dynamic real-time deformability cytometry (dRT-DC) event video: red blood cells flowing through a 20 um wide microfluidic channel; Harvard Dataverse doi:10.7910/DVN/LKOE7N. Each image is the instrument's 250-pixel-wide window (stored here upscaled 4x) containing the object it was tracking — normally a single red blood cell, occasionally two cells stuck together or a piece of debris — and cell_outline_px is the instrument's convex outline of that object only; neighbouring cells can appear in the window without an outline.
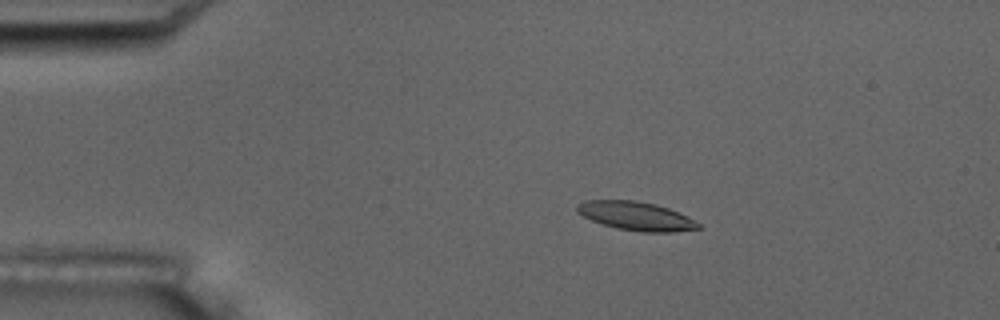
{"species": "common noctule bat (a hibernating species)", "species_latin": "Nyctalus noctula", "temperature_condition": "room temperature", "stored_images_in_passage": 10, "camera_frame_rate_fps": 3000, "um_per_image_px": 0.085, "animal": {"sex": "male", "body_mass_g": 17.5, "forearm_length_mm": 52.3}, "frame": {"image": 1, "passage_image": 4, "time_ms": 3.333, "image_size_px": [1000, 320], "cell_outline_px": [[700, 228], [672, 232], [640, 232], [616, 228], [592, 220], [576, 212], [576, 204], [584, 200], [636, 200], [656, 204], [668, 208], [688, 216], [700, 224]], "centroid_in_image_um": [54.05, 18.35], "position_along_channel_um": 31.0, "area_um2": 20.29}}
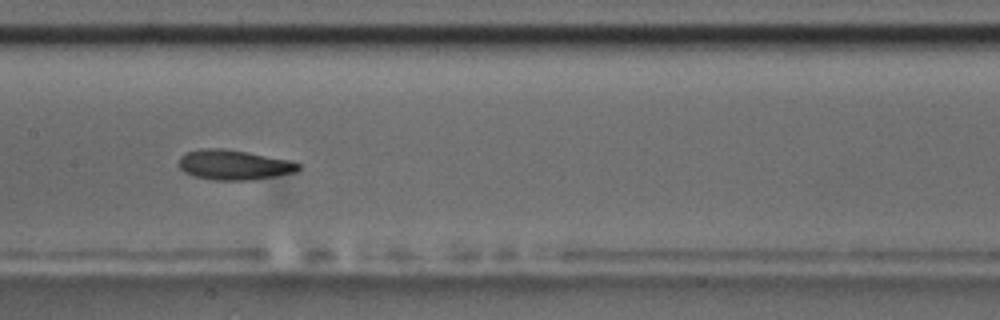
{"frame": {"image": 2, "passage_image": 9, "time_ms": 9.333, "image_size_px": [1000, 320], "cell_outline_px": [[300, 168], [296, 172], [252, 180], [216, 180], [192, 176], [184, 172], [176, 164], [180, 156], [184, 152], [200, 148], [224, 148], [248, 152], [288, 160], [300, 164]], "centroid_in_image_um": [19.81, 14.0], "position_along_channel_um": 187.6, "area_um2": 21.1}}